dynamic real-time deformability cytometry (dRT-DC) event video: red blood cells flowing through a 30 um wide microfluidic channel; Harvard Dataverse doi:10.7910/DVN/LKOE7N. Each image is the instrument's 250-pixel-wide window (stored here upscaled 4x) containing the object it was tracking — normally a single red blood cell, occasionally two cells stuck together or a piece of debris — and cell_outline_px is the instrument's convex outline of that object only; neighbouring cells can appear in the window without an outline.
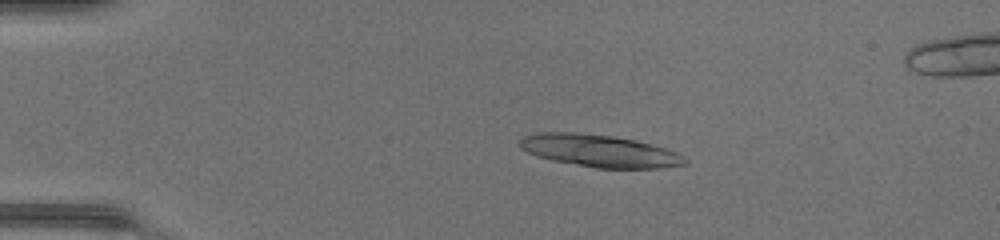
{"species": "common noctule bat (a hibernating species)", "species_latin": "Nyctalus noctula", "temperature_condition": "warm", "stored_images_in_passage": 49, "camera_frame_rate_fps": 3000, "um_per_image_px": 0.085, "animal": {"sex": "female", "body_mass_g": 17.0, "forearm_length_mm": 48.0}, "frame": {"image": 1, "passage_image": 10, "time_ms": 3.0, "image_size_px": [1000, 240], "cell_outline_px": [[688, 164], [656, 168], [596, 168], [552, 160], [536, 156], [520, 148], [520, 140], [524, 136], [552, 132], [572, 132], [608, 136], [632, 140], [664, 148], [676, 152], [688, 160]], "centroid_in_image_um": [50.95, 12.84], "position_along_channel_um": 34.0, "area_um2": 30.4}}
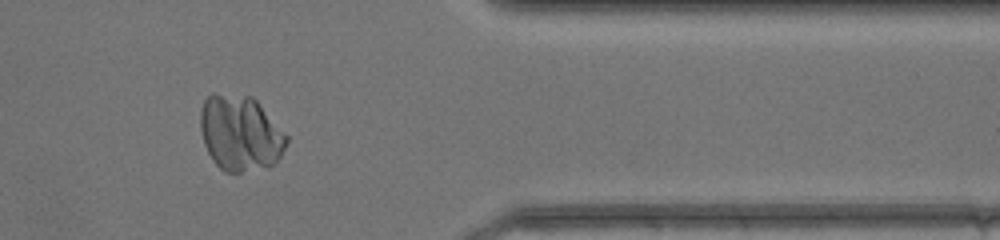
{"frame": {"image": 2, "passage_image": 40, "time_ms": 13.0, "image_size_px": [1000, 240], "cell_outline_px": [[288, 140], [280, 156], [268, 168], [240, 172], [224, 172], [216, 164], [208, 152], [204, 144], [200, 128], [200, 112], [204, 100], [208, 96], [252, 96], [256, 100], [288, 136]], "centroid_in_image_um": [20.43, 11.36], "position_along_channel_um": 391.0, "area_um2": 37.4}}